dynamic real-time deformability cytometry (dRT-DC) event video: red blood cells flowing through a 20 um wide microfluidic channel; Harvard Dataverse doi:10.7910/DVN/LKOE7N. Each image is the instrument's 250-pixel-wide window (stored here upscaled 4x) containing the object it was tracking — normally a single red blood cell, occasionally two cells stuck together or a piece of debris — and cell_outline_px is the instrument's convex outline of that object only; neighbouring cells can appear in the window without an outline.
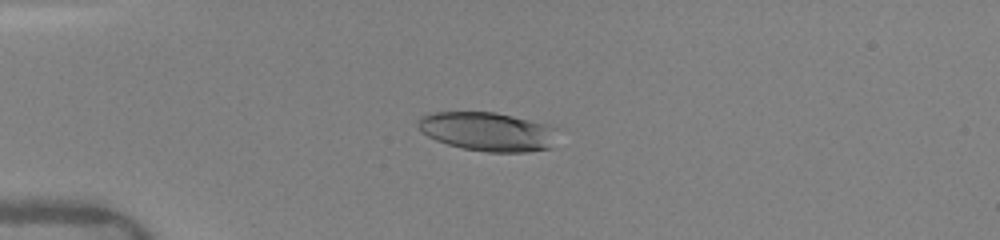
{"species": "human", "species_latin": "Homo sapiens", "temperature_condition": "warm", "stored_images_in_passage": 32, "camera_frame_rate_fps": 3000, "um_per_image_px": 0.085, "donor": {"sex": "female"}, "frame": {"image": 1, "passage_image": 6, "time_ms": 2.667, "image_size_px": [1000, 240], "cell_outline_px": [[556, 128], [552, 148], [528, 152], [488, 152], [464, 148], [448, 144], [436, 140], [420, 132], [416, 124], [416, 120], [420, 116], [436, 112], [496, 112], [548, 124]], "centroid_in_image_um": [41.43, 11.18], "position_along_channel_um": 43.6, "area_um2": 31.79}}
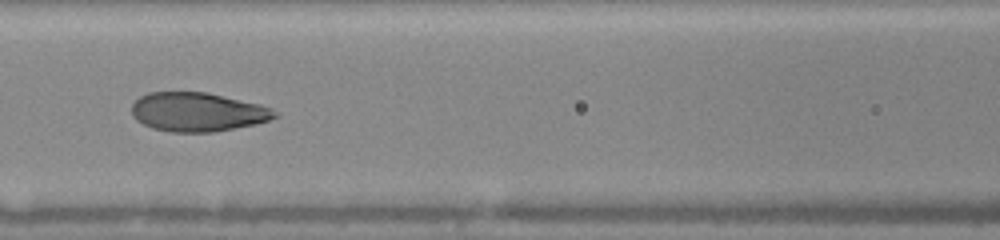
{"frame": {"image": 2, "passage_image": 12, "time_ms": 6.0, "image_size_px": [1000, 240], "cell_outline_px": [[280, 116], [256, 124], [212, 132], [172, 132], [152, 128], [136, 120], [132, 116], [132, 104], [140, 96], [148, 92], [204, 92], [260, 104], [272, 108]], "centroid_in_image_um": [16.79, 9.52], "position_along_channel_um": 149.8, "area_um2": 32.43}}
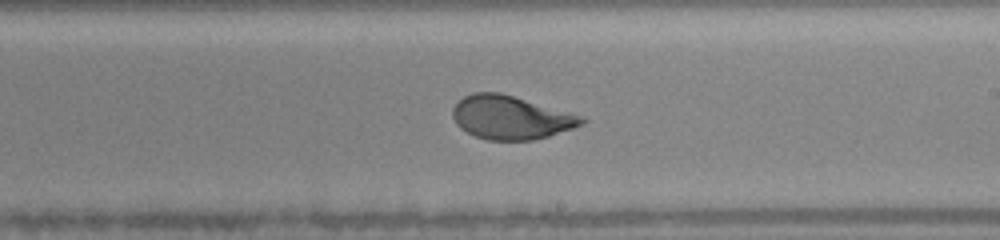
{"frame": {"image": 3, "passage_image": 20, "time_ms": 8.333, "image_size_px": [1000, 240], "cell_outline_px": [[588, 120], [572, 128], [548, 136], [532, 140], [488, 140], [476, 136], [460, 128], [456, 124], [452, 116], [452, 108], [464, 96], [472, 92], [500, 92], [584, 116]], "centroid_in_image_um": [43.4, 9.98], "position_along_channel_um": 245.6, "area_um2": 32.6}}